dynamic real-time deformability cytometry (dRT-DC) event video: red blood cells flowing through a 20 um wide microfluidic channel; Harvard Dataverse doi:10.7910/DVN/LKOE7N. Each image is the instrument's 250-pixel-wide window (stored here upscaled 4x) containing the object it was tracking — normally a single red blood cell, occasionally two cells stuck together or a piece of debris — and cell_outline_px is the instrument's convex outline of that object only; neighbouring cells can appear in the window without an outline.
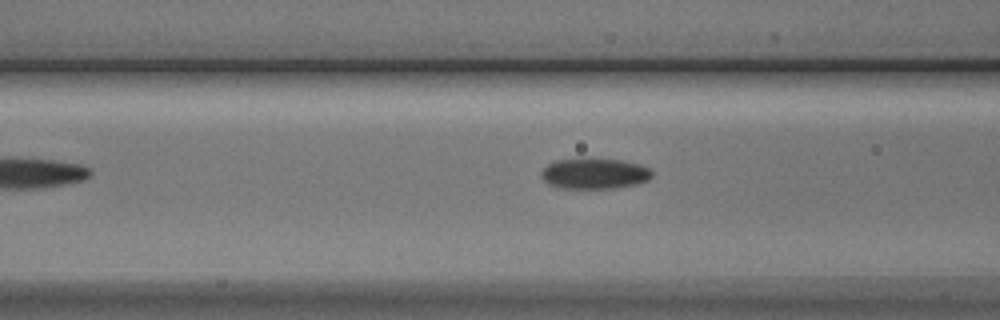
{"species": "Egyptian fruit bat (a non-hibernating species)", "species_latin": "Rousettus aegyptiacus", "temperature_condition": "cold", "stored_images_in_passage": 14, "camera_frame_rate_fps": 3000, "um_per_image_px": 0.085, "animal": {"sex": "male"}, "frame": {"image": 1, "passage_image": 5, "time_ms": 4.667, "image_size_px": [1000, 320], "cell_outline_px": [[652, 176], [648, 180], [636, 184], [616, 188], [560, 188], [548, 184], [540, 176], [540, 172], [548, 164], [556, 160], [620, 160], [640, 164], [648, 168], [652, 172]], "centroid_in_image_um": [50.52, 14.78], "position_along_channel_um": 116.1, "area_um2": 19.42}}
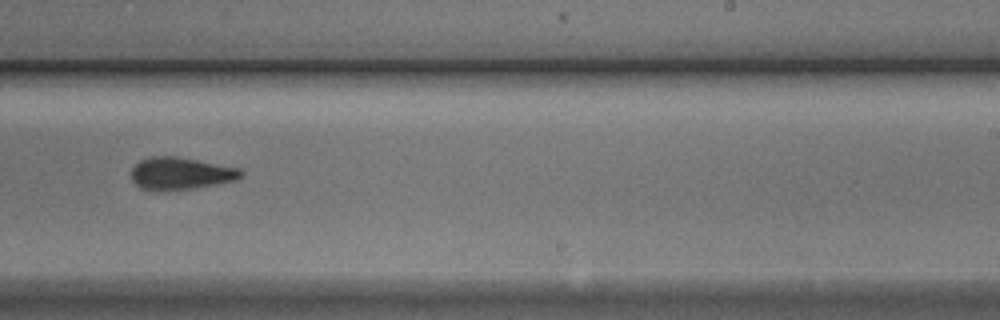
{"frame": {"image": 2, "passage_image": 9, "time_ms": 10.0, "image_size_px": [1000, 320], "cell_outline_px": [[244, 172], [236, 180], [192, 188], [140, 188], [132, 180], [132, 168], [140, 160], [152, 156], [176, 156], [240, 168]], "centroid_in_image_um": [15.38, 14.7], "position_along_channel_um": 273.6, "area_um2": 19.88}}
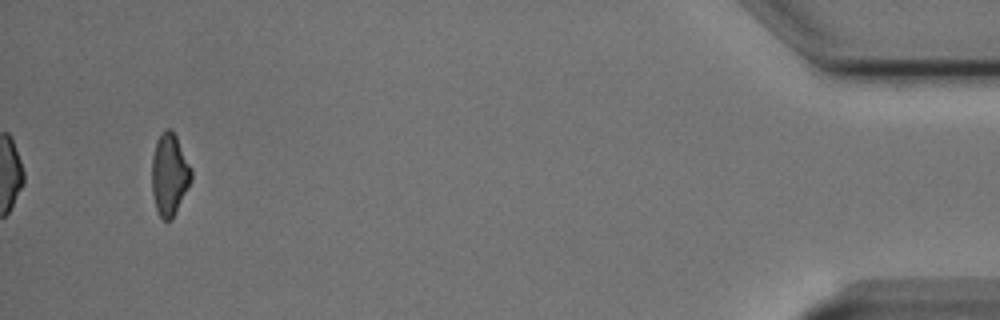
{"frame": {"image": 3, "passage_image": 14, "time_ms": 16.0, "image_size_px": [1000, 320], "cell_outline_px": [[192, 180], [172, 220], [164, 220], [160, 216], [156, 208], [152, 192], [152, 156], [156, 144], [164, 128], [172, 128], [192, 168]], "centroid_in_image_um": [14.42, 14.83], "position_along_channel_um": 420.8, "area_um2": 18.84}}